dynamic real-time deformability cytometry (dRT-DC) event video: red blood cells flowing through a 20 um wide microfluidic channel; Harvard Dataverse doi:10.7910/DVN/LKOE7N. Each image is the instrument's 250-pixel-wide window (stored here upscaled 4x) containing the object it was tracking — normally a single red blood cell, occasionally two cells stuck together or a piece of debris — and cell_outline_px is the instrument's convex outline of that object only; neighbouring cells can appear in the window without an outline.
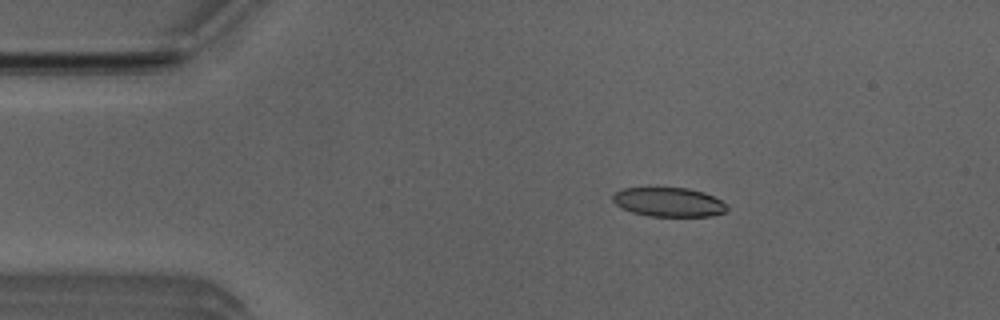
{"species": "Egyptian fruit bat (a non-hibernating species)", "species_latin": "Rousettus aegyptiacus", "temperature_condition": "room temperature", "stored_images_in_passage": 7, "camera_frame_rate_fps": 3000, "um_per_image_px": 0.085, "animal": {"sex": "male"}, "frame": {"image": 1, "passage_image": 3, "time_ms": 0.667, "image_size_px": [1000, 320], "cell_outline_px": [[728, 208], [724, 212], [712, 216], [648, 216], [632, 212], [620, 208], [612, 200], [612, 196], [616, 192], [624, 188], [688, 188], [704, 192], [720, 200]], "centroid_in_image_um": [56.81, 17.18], "position_along_channel_um": 28.2, "area_um2": 19.31}}